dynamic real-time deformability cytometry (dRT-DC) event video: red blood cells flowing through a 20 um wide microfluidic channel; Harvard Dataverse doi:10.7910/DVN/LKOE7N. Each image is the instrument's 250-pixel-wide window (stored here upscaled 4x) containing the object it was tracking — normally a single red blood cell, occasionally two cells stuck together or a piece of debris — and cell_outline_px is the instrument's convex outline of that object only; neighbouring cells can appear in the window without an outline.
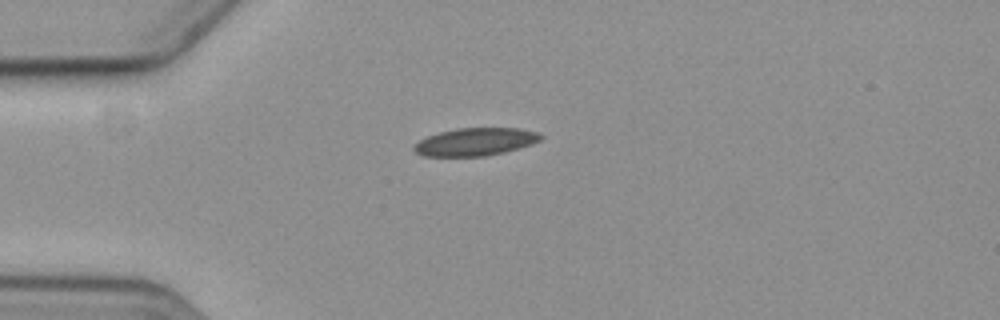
{"species": "common noctule bat (a hibernating species)", "species_latin": "Nyctalus noctula", "temperature_condition": "cold", "stored_images_in_passage": 1, "camera_frame_rate_fps": 3000, "um_per_image_px": 0.085, "animal": {"sex": "female", "body_mass_g": 19.3, "forearm_length_mm": 54.1}, "frame": {"image": 1, "passage_image": 1, "time_ms": 0.0, "image_size_px": [1000, 320], "cell_outline_px": [[544, 136], [540, 140], [532, 144], [520, 148], [504, 152], [484, 156], [424, 156], [416, 152], [412, 148], [420, 140], [428, 136], [440, 132], [456, 128], [520, 128], [536, 132]], "centroid_in_image_um": [40.43, 12.05], "position_along_channel_um": 44.6, "area_um2": 20.4}}